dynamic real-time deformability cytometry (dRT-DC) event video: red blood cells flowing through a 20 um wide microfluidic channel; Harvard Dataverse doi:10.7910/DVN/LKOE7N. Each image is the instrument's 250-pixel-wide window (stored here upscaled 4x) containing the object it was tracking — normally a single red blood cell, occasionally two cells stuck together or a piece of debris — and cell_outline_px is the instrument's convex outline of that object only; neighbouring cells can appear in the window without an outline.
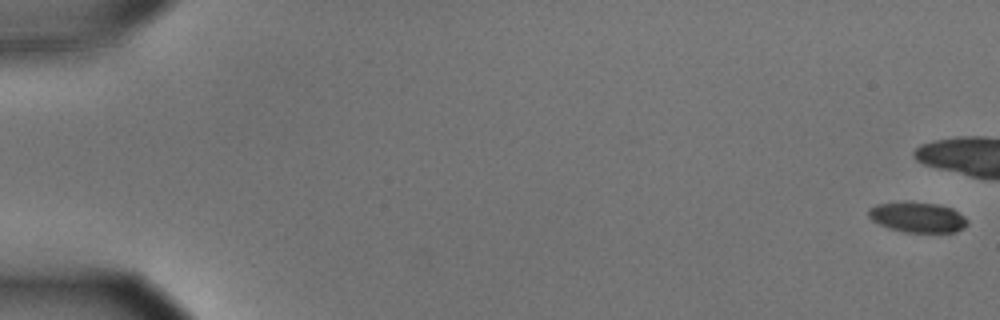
{"species": "common noctule bat (a hibernating species)", "species_latin": "Nyctalus noctula", "temperature_condition": "cold", "stored_images_in_passage": 16, "camera_frame_rate_fps": 3000, "um_per_image_px": 0.085, "animal": {"sex": "male", "body_mass_g": 15.6}, "frame": {"image": 1, "passage_image": 1, "time_ms": 0.0, "image_size_px": [1000, 320], "cell_outline_px": [[968, 224], [964, 228], [956, 232], [904, 232], [888, 228], [872, 220], [868, 216], [868, 208], [876, 204], [904, 200], [936, 204], [952, 208], [964, 216], [968, 220]], "centroid_in_image_um": [77.97, 18.45], "position_along_channel_um": 7.0, "area_um2": 17.8}}